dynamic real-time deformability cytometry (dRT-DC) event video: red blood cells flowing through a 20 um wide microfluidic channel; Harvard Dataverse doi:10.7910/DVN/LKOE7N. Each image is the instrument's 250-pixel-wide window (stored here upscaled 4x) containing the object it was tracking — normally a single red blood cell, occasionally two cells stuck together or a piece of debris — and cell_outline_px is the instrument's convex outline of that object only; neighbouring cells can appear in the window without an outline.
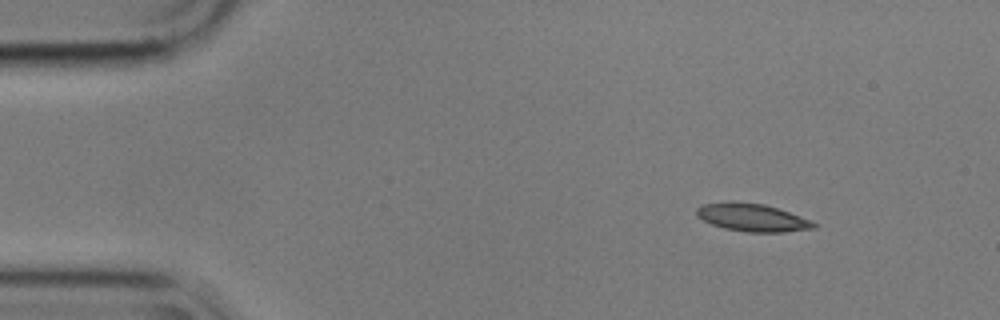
{"species": "common noctule bat (a hibernating species)", "species_latin": "Nyctalus noctula", "temperature_condition": "cold", "stored_images_in_passage": 50, "camera_frame_rate_fps": 3000, "um_per_image_px": 0.085, "animal": {"sex": "male", "body_mass_g": 17.9}, "frame": {"image": 1, "passage_image": 1, "time_ms": 0.0, "image_size_px": [1000, 320], "cell_outline_px": [[816, 228], [784, 232], [744, 232], [724, 228], [712, 224], [696, 216], [696, 208], [704, 204], [728, 200], [732, 200], [764, 204], [812, 220], [816, 224]], "centroid_in_image_um": [63.91, 18.48], "position_along_channel_um": 21.1, "area_um2": 19.13}}
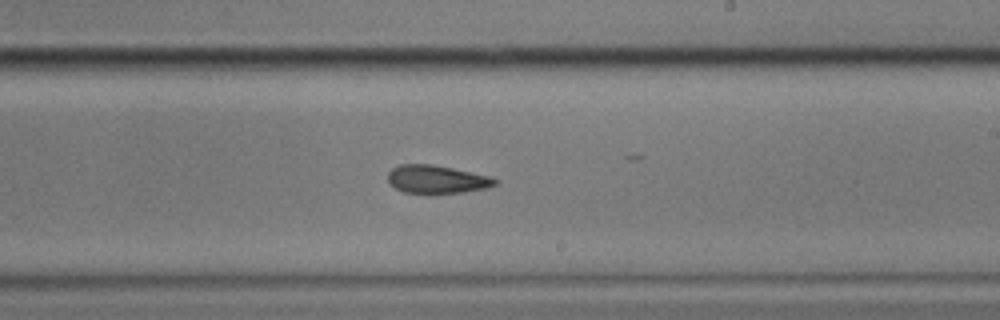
{"frame": {"image": 2, "passage_image": 27, "time_ms": 8.667, "image_size_px": [1000, 320], "cell_outline_px": [[496, 184], [488, 188], [464, 192], [404, 192], [396, 188], [388, 180], [388, 172], [392, 168], [400, 164], [432, 164], [452, 168], [488, 176], [496, 180]], "centroid_in_image_um": [37.1, 15.22], "position_along_channel_um": 251.9, "area_um2": 17.11}}
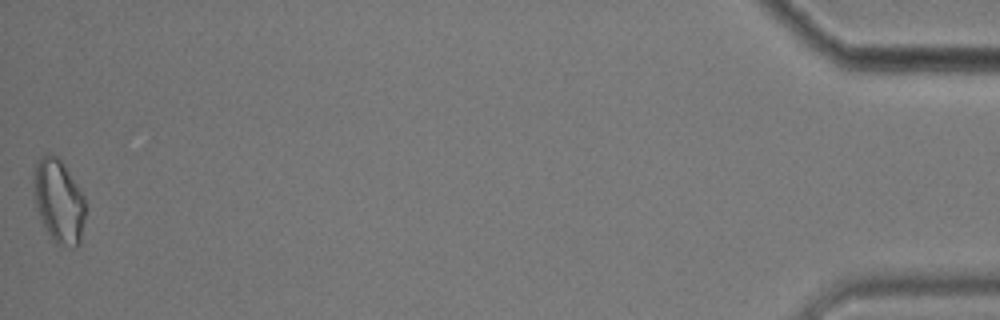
{"frame": {"image": 3, "passage_image": 50, "time_ms": 16.333, "image_size_px": [1000, 320], "cell_outline_px": [[84, 220], [80, 244], [72, 248], [56, 244], [52, 240], [40, 216], [36, 204], [32, 180], [36, 164], [40, 156], [48, 152], [56, 156], [64, 164], [84, 196]], "centroid_in_image_um": [4.99, 17.09], "position_along_channel_um": 430.2, "area_um2": 25.09}, "authors_computed_cell_mechanics": {"area_um2": 18.6116, "velocity_mm_per_s": 3.5594, "shape_relaxation_time_tau1_ms": 4.8171, "shape_relaxation_time_tau2_ms": 6.0792, "deformation_change_tau1": 0.1316, "deformation_change_tau2": 0.1394}}